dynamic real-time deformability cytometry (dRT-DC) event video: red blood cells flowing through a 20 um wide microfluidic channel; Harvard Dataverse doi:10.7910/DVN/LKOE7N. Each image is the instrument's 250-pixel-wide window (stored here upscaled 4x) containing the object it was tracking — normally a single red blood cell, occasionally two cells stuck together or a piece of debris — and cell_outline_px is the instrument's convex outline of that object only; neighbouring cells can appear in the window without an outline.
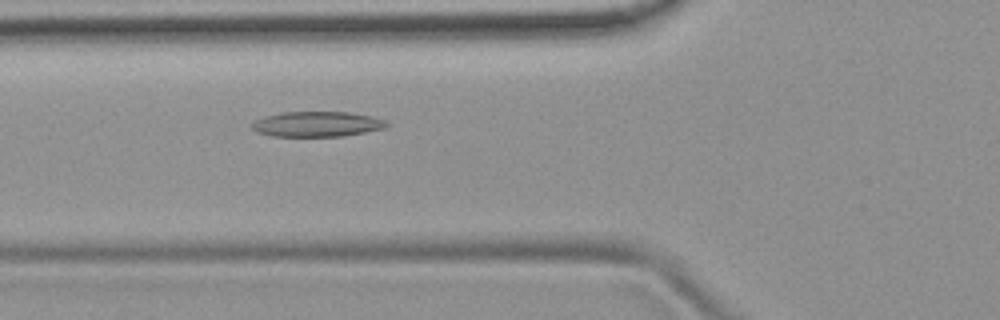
{"species": "common noctule bat (a hibernating species)", "species_latin": "Nyctalus noctula", "temperature_condition": "room temperature", "stored_images_in_passage": 5, "camera_frame_rate_fps": 3000, "um_per_image_px": 0.085, "animal": {"sex": "female", "body_mass_g": 19.9}, "frame": {"image": 1, "passage_image": 5, "time_ms": 1.333, "image_size_px": [1000, 320], "cell_outline_px": [[388, 124], [384, 128], [344, 136], [272, 136], [256, 132], [252, 128], [252, 120], [264, 116], [284, 112], [348, 112], [372, 116], [384, 120]], "centroid_in_image_um": [26.9, 10.55], "position_along_channel_um": 98.9, "area_um2": 19.77}}